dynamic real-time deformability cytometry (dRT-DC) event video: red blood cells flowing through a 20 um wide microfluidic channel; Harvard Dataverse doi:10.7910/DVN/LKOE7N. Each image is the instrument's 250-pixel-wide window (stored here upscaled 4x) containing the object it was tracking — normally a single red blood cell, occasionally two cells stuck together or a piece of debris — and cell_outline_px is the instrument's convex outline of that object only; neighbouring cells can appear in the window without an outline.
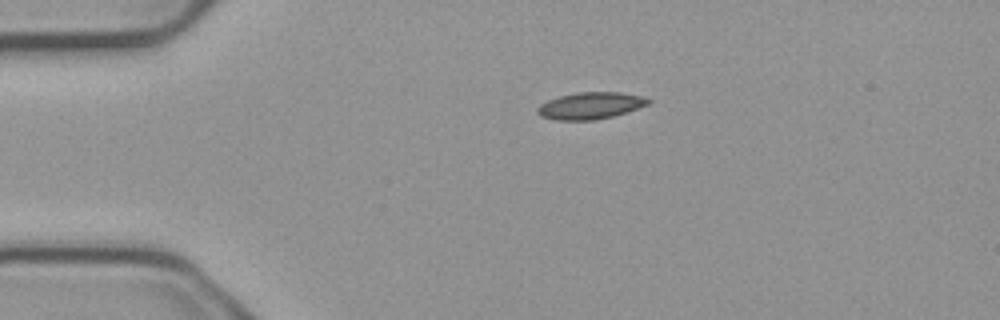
{"species": "common noctule bat (a hibernating species)", "species_latin": "Nyctalus noctula", "temperature_condition": "cold", "stored_images_in_passage": 2, "camera_frame_rate_fps": 3000, "um_per_image_px": 0.085, "animal": {"sex": "male", "body_mass_g": 23.1, "forearm_length_mm": 52.7}, "frame": {"image": 1, "passage_image": 1, "time_ms": 0.0, "image_size_px": [1000, 320], "cell_outline_px": [[652, 100], [648, 104], [612, 116], [596, 120], [556, 120], [540, 116], [536, 112], [536, 108], [540, 104], [548, 100], [560, 96], [576, 92], [620, 92], [644, 96]], "centroid_in_image_um": [50.16, 8.97], "position_along_channel_um": 34.8, "area_um2": 17.28}}